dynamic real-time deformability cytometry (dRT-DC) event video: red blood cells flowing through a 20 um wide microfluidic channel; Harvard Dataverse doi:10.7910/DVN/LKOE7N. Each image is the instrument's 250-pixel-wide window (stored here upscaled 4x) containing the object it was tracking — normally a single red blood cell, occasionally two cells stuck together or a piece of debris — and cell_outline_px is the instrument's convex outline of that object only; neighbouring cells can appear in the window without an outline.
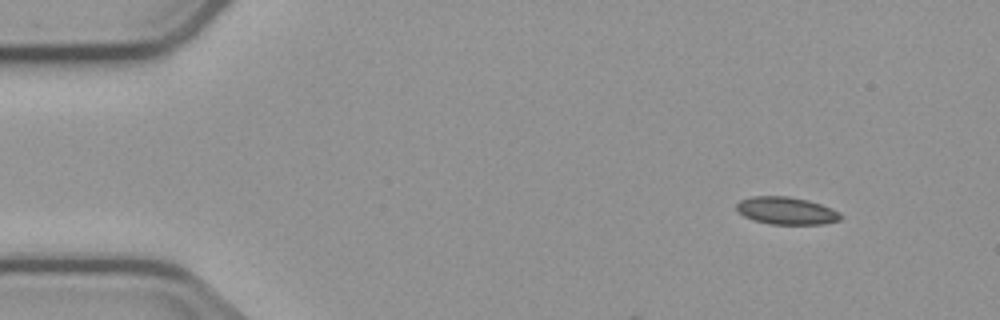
{"species": "common noctule bat (a hibernating species)", "species_latin": "Nyctalus noctula", "temperature_condition": "cold", "stored_images_in_passage": 4, "camera_frame_rate_fps": 3000, "um_per_image_px": 0.085, "animal": {"sex": "male", "body_mass_g": 23.1, "forearm_length_mm": 52.7}, "frame": {"image": 1, "passage_image": 1, "time_ms": 0.0, "image_size_px": [1000, 320], "cell_outline_px": [[844, 216], [840, 220], [824, 224], [772, 224], [752, 220], [744, 216], [736, 208], [736, 204], [740, 200], [752, 196], [788, 196], [808, 200], [832, 208], [840, 212]], "centroid_in_image_um": [66.87, 17.91], "position_along_channel_um": 18.1, "area_um2": 16.76}}
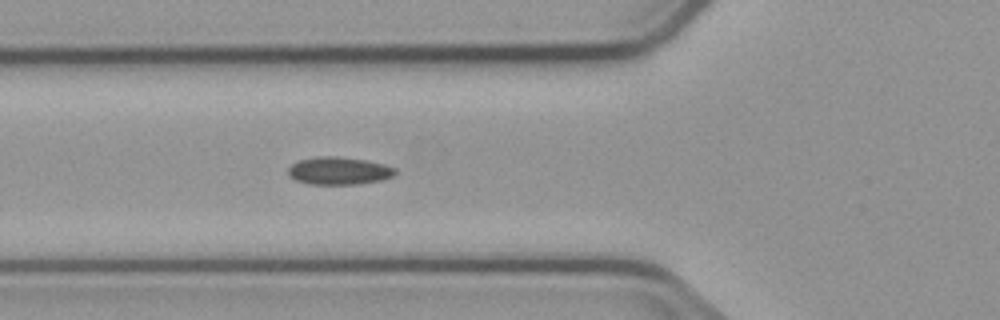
{"frame": {"image": 2, "passage_image": 4, "time_ms": 4.667, "image_size_px": [1000, 320], "cell_outline_px": [[396, 172], [392, 176], [380, 180], [356, 184], [308, 184], [296, 180], [288, 176], [288, 168], [292, 164], [300, 160], [320, 156], [336, 156], [364, 160], [384, 164], [396, 168]], "centroid_in_image_um": [28.78, 14.52], "position_along_channel_um": 97.0, "area_um2": 17.11}}